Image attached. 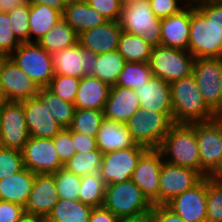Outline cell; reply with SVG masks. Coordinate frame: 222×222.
<instances>
[{"label": "cell", "mask_w": 222, "mask_h": 222, "mask_svg": "<svg viewBox=\"0 0 222 222\" xmlns=\"http://www.w3.org/2000/svg\"><path fill=\"white\" fill-rule=\"evenodd\" d=\"M174 124H191L215 119L204 102L193 74L170 83Z\"/></svg>", "instance_id": "obj_1"}, {"label": "cell", "mask_w": 222, "mask_h": 222, "mask_svg": "<svg viewBox=\"0 0 222 222\" xmlns=\"http://www.w3.org/2000/svg\"><path fill=\"white\" fill-rule=\"evenodd\" d=\"M158 150L165 162L194 169L203 177L209 176L201 168L195 129L190 124H173Z\"/></svg>", "instance_id": "obj_2"}, {"label": "cell", "mask_w": 222, "mask_h": 222, "mask_svg": "<svg viewBox=\"0 0 222 222\" xmlns=\"http://www.w3.org/2000/svg\"><path fill=\"white\" fill-rule=\"evenodd\" d=\"M188 52L195 58H222V32L191 3Z\"/></svg>", "instance_id": "obj_3"}, {"label": "cell", "mask_w": 222, "mask_h": 222, "mask_svg": "<svg viewBox=\"0 0 222 222\" xmlns=\"http://www.w3.org/2000/svg\"><path fill=\"white\" fill-rule=\"evenodd\" d=\"M173 124V113H158L143 108L126 122L135 142L148 149H158Z\"/></svg>", "instance_id": "obj_4"}, {"label": "cell", "mask_w": 222, "mask_h": 222, "mask_svg": "<svg viewBox=\"0 0 222 222\" xmlns=\"http://www.w3.org/2000/svg\"><path fill=\"white\" fill-rule=\"evenodd\" d=\"M119 21L124 32L141 36L151 47L161 45L162 19L155 16L148 0L123 5Z\"/></svg>", "instance_id": "obj_5"}, {"label": "cell", "mask_w": 222, "mask_h": 222, "mask_svg": "<svg viewBox=\"0 0 222 222\" xmlns=\"http://www.w3.org/2000/svg\"><path fill=\"white\" fill-rule=\"evenodd\" d=\"M9 57L39 88H46L55 75L51 54L37 42L21 43Z\"/></svg>", "instance_id": "obj_6"}, {"label": "cell", "mask_w": 222, "mask_h": 222, "mask_svg": "<svg viewBox=\"0 0 222 222\" xmlns=\"http://www.w3.org/2000/svg\"><path fill=\"white\" fill-rule=\"evenodd\" d=\"M103 206L116 217L122 218L149 211L153 204L130 179L121 183L106 185Z\"/></svg>", "instance_id": "obj_7"}, {"label": "cell", "mask_w": 222, "mask_h": 222, "mask_svg": "<svg viewBox=\"0 0 222 222\" xmlns=\"http://www.w3.org/2000/svg\"><path fill=\"white\" fill-rule=\"evenodd\" d=\"M195 58L187 51L164 46L153 47L149 59L155 77L172 83L193 73Z\"/></svg>", "instance_id": "obj_8"}, {"label": "cell", "mask_w": 222, "mask_h": 222, "mask_svg": "<svg viewBox=\"0 0 222 222\" xmlns=\"http://www.w3.org/2000/svg\"><path fill=\"white\" fill-rule=\"evenodd\" d=\"M190 125L195 129L201 168L210 176L222 161V120L217 116Z\"/></svg>", "instance_id": "obj_9"}, {"label": "cell", "mask_w": 222, "mask_h": 222, "mask_svg": "<svg viewBox=\"0 0 222 222\" xmlns=\"http://www.w3.org/2000/svg\"><path fill=\"white\" fill-rule=\"evenodd\" d=\"M204 102L220 115L222 58H199L193 64V73Z\"/></svg>", "instance_id": "obj_10"}, {"label": "cell", "mask_w": 222, "mask_h": 222, "mask_svg": "<svg viewBox=\"0 0 222 222\" xmlns=\"http://www.w3.org/2000/svg\"><path fill=\"white\" fill-rule=\"evenodd\" d=\"M147 150L144 146H133L103 154L99 174L106 185L130 180L140 157Z\"/></svg>", "instance_id": "obj_11"}, {"label": "cell", "mask_w": 222, "mask_h": 222, "mask_svg": "<svg viewBox=\"0 0 222 222\" xmlns=\"http://www.w3.org/2000/svg\"><path fill=\"white\" fill-rule=\"evenodd\" d=\"M55 75L79 78L94 76L98 54L83 48L79 42L60 52L52 53Z\"/></svg>", "instance_id": "obj_12"}, {"label": "cell", "mask_w": 222, "mask_h": 222, "mask_svg": "<svg viewBox=\"0 0 222 222\" xmlns=\"http://www.w3.org/2000/svg\"><path fill=\"white\" fill-rule=\"evenodd\" d=\"M30 136L52 139L62 127L51 117L47 107V88H40L35 97L21 101Z\"/></svg>", "instance_id": "obj_13"}, {"label": "cell", "mask_w": 222, "mask_h": 222, "mask_svg": "<svg viewBox=\"0 0 222 222\" xmlns=\"http://www.w3.org/2000/svg\"><path fill=\"white\" fill-rule=\"evenodd\" d=\"M40 88L11 59L0 64V91L5 101L21 102L35 97Z\"/></svg>", "instance_id": "obj_14"}, {"label": "cell", "mask_w": 222, "mask_h": 222, "mask_svg": "<svg viewBox=\"0 0 222 222\" xmlns=\"http://www.w3.org/2000/svg\"><path fill=\"white\" fill-rule=\"evenodd\" d=\"M21 151L24 167L34 174H54L64 167L56 152L53 139L30 136Z\"/></svg>", "instance_id": "obj_15"}, {"label": "cell", "mask_w": 222, "mask_h": 222, "mask_svg": "<svg viewBox=\"0 0 222 222\" xmlns=\"http://www.w3.org/2000/svg\"><path fill=\"white\" fill-rule=\"evenodd\" d=\"M203 178L194 169L163 161L159 176V205H166L184 191L193 188Z\"/></svg>", "instance_id": "obj_16"}, {"label": "cell", "mask_w": 222, "mask_h": 222, "mask_svg": "<svg viewBox=\"0 0 222 222\" xmlns=\"http://www.w3.org/2000/svg\"><path fill=\"white\" fill-rule=\"evenodd\" d=\"M29 137L23 104L4 101L2 103L0 146L22 150Z\"/></svg>", "instance_id": "obj_17"}, {"label": "cell", "mask_w": 222, "mask_h": 222, "mask_svg": "<svg viewBox=\"0 0 222 222\" xmlns=\"http://www.w3.org/2000/svg\"><path fill=\"white\" fill-rule=\"evenodd\" d=\"M208 177H204L193 188L169 201L166 206L185 222H207Z\"/></svg>", "instance_id": "obj_18"}, {"label": "cell", "mask_w": 222, "mask_h": 222, "mask_svg": "<svg viewBox=\"0 0 222 222\" xmlns=\"http://www.w3.org/2000/svg\"><path fill=\"white\" fill-rule=\"evenodd\" d=\"M163 161L158 149H148L140 157L131 178L153 205H159V176Z\"/></svg>", "instance_id": "obj_19"}, {"label": "cell", "mask_w": 222, "mask_h": 222, "mask_svg": "<svg viewBox=\"0 0 222 222\" xmlns=\"http://www.w3.org/2000/svg\"><path fill=\"white\" fill-rule=\"evenodd\" d=\"M59 199L53 174H35L24 210L47 218Z\"/></svg>", "instance_id": "obj_20"}, {"label": "cell", "mask_w": 222, "mask_h": 222, "mask_svg": "<svg viewBox=\"0 0 222 222\" xmlns=\"http://www.w3.org/2000/svg\"><path fill=\"white\" fill-rule=\"evenodd\" d=\"M122 32L120 21H106L102 25L83 31L78 35V42L95 54L107 53L117 50Z\"/></svg>", "instance_id": "obj_21"}, {"label": "cell", "mask_w": 222, "mask_h": 222, "mask_svg": "<svg viewBox=\"0 0 222 222\" xmlns=\"http://www.w3.org/2000/svg\"><path fill=\"white\" fill-rule=\"evenodd\" d=\"M191 24V3L161 23V46L188 51Z\"/></svg>", "instance_id": "obj_22"}, {"label": "cell", "mask_w": 222, "mask_h": 222, "mask_svg": "<svg viewBox=\"0 0 222 222\" xmlns=\"http://www.w3.org/2000/svg\"><path fill=\"white\" fill-rule=\"evenodd\" d=\"M140 108L135 90L114 85L103 110L104 118L126 123Z\"/></svg>", "instance_id": "obj_23"}, {"label": "cell", "mask_w": 222, "mask_h": 222, "mask_svg": "<svg viewBox=\"0 0 222 222\" xmlns=\"http://www.w3.org/2000/svg\"><path fill=\"white\" fill-rule=\"evenodd\" d=\"M140 107L158 113H173L170 83L153 76L143 86L135 89Z\"/></svg>", "instance_id": "obj_24"}, {"label": "cell", "mask_w": 222, "mask_h": 222, "mask_svg": "<svg viewBox=\"0 0 222 222\" xmlns=\"http://www.w3.org/2000/svg\"><path fill=\"white\" fill-rule=\"evenodd\" d=\"M97 148L103 153L138 145L130 134L126 123L104 118L96 135Z\"/></svg>", "instance_id": "obj_25"}, {"label": "cell", "mask_w": 222, "mask_h": 222, "mask_svg": "<svg viewBox=\"0 0 222 222\" xmlns=\"http://www.w3.org/2000/svg\"><path fill=\"white\" fill-rule=\"evenodd\" d=\"M111 86L94 76L82 77L74 101L75 108L104 110Z\"/></svg>", "instance_id": "obj_26"}, {"label": "cell", "mask_w": 222, "mask_h": 222, "mask_svg": "<svg viewBox=\"0 0 222 222\" xmlns=\"http://www.w3.org/2000/svg\"><path fill=\"white\" fill-rule=\"evenodd\" d=\"M35 174L27 168L0 180V200L25 206Z\"/></svg>", "instance_id": "obj_27"}, {"label": "cell", "mask_w": 222, "mask_h": 222, "mask_svg": "<svg viewBox=\"0 0 222 222\" xmlns=\"http://www.w3.org/2000/svg\"><path fill=\"white\" fill-rule=\"evenodd\" d=\"M62 15L78 35L107 21L99 12L90 7L86 0L67 2Z\"/></svg>", "instance_id": "obj_28"}, {"label": "cell", "mask_w": 222, "mask_h": 222, "mask_svg": "<svg viewBox=\"0 0 222 222\" xmlns=\"http://www.w3.org/2000/svg\"><path fill=\"white\" fill-rule=\"evenodd\" d=\"M63 17L59 10L47 5L30 4L29 42L39 41Z\"/></svg>", "instance_id": "obj_29"}, {"label": "cell", "mask_w": 222, "mask_h": 222, "mask_svg": "<svg viewBox=\"0 0 222 222\" xmlns=\"http://www.w3.org/2000/svg\"><path fill=\"white\" fill-rule=\"evenodd\" d=\"M78 34L62 17L37 43L48 53H56L78 42Z\"/></svg>", "instance_id": "obj_30"}, {"label": "cell", "mask_w": 222, "mask_h": 222, "mask_svg": "<svg viewBox=\"0 0 222 222\" xmlns=\"http://www.w3.org/2000/svg\"><path fill=\"white\" fill-rule=\"evenodd\" d=\"M92 207L79 200L59 199L47 222H89Z\"/></svg>", "instance_id": "obj_31"}, {"label": "cell", "mask_w": 222, "mask_h": 222, "mask_svg": "<svg viewBox=\"0 0 222 222\" xmlns=\"http://www.w3.org/2000/svg\"><path fill=\"white\" fill-rule=\"evenodd\" d=\"M152 48L141 36L123 31L119 38L117 50L126 62L146 63L149 62Z\"/></svg>", "instance_id": "obj_32"}, {"label": "cell", "mask_w": 222, "mask_h": 222, "mask_svg": "<svg viewBox=\"0 0 222 222\" xmlns=\"http://www.w3.org/2000/svg\"><path fill=\"white\" fill-rule=\"evenodd\" d=\"M125 63L126 60L118 50L98 54L94 77H97L109 86H114Z\"/></svg>", "instance_id": "obj_33"}, {"label": "cell", "mask_w": 222, "mask_h": 222, "mask_svg": "<svg viewBox=\"0 0 222 222\" xmlns=\"http://www.w3.org/2000/svg\"><path fill=\"white\" fill-rule=\"evenodd\" d=\"M106 191V183L99 172L81 177L79 189V201L94 207L103 206Z\"/></svg>", "instance_id": "obj_34"}, {"label": "cell", "mask_w": 222, "mask_h": 222, "mask_svg": "<svg viewBox=\"0 0 222 222\" xmlns=\"http://www.w3.org/2000/svg\"><path fill=\"white\" fill-rule=\"evenodd\" d=\"M153 77L148 62H126L115 86L137 89Z\"/></svg>", "instance_id": "obj_35"}, {"label": "cell", "mask_w": 222, "mask_h": 222, "mask_svg": "<svg viewBox=\"0 0 222 222\" xmlns=\"http://www.w3.org/2000/svg\"><path fill=\"white\" fill-rule=\"evenodd\" d=\"M103 153L97 148L88 152H76L64 163V168L77 176L98 173L101 167Z\"/></svg>", "instance_id": "obj_36"}, {"label": "cell", "mask_w": 222, "mask_h": 222, "mask_svg": "<svg viewBox=\"0 0 222 222\" xmlns=\"http://www.w3.org/2000/svg\"><path fill=\"white\" fill-rule=\"evenodd\" d=\"M103 119V110L76 108L69 128L74 132L96 137Z\"/></svg>", "instance_id": "obj_37"}, {"label": "cell", "mask_w": 222, "mask_h": 222, "mask_svg": "<svg viewBox=\"0 0 222 222\" xmlns=\"http://www.w3.org/2000/svg\"><path fill=\"white\" fill-rule=\"evenodd\" d=\"M53 176L60 199L79 200L81 176L75 175L64 167L55 172Z\"/></svg>", "instance_id": "obj_38"}, {"label": "cell", "mask_w": 222, "mask_h": 222, "mask_svg": "<svg viewBox=\"0 0 222 222\" xmlns=\"http://www.w3.org/2000/svg\"><path fill=\"white\" fill-rule=\"evenodd\" d=\"M47 107L51 117L62 127L69 128L75 112L74 103L64 101L47 89Z\"/></svg>", "instance_id": "obj_39"}, {"label": "cell", "mask_w": 222, "mask_h": 222, "mask_svg": "<svg viewBox=\"0 0 222 222\" xmlns=\"http://www.w3.org/2000/svg\"><path fill=\"white\" fill-rule=\"evenodd\" d=\"M80 80L65 75H54L46 88L64 101L74 103Z\"/></svg>", "instance_id": "obj_40"}, {"label": "cell", "mask_w": 222, "mask_h": 222, "mask_svg": "<svg viewBox=\"0 0 222 222\" xmlns=\"http://www.w3.org/2000/svg\"><path fill=\"white\" fill-rule=\"evenodd\" d=\"M29 9L30 4L16 7L8 12L12 31L21 43L29 42Z\"/></svg>", "instance_id": "obj_41"}, {"label": "cell", "mask_w": 222, "mask_h": 222, "mask_svg": "<svg viewBox=\"0 0 222 222\" xmlns=\"http://www.w3.org/2000/svg\"><path fill=\"white\" fill-rule=\"evenodd\" d=\"M207 222H222V184L208 176L207 186Z\"/></svg>", "instance_id": "obj_42"}, {"label": "cell", "mask_w": 222, "mask_h": 222, "mask_svg": "<svg viewBox=\"0 0 222 222\" xmlns=\"http://www.w3.org/2000/svg\"><path fill=\"white\" fill-rule=\"evenodd\" d=\"M24 168L22 151L0 146V180Z\"/></svg>", "instance_id": "obj_43"}, {"label": "cell", "mask_w": 222, "mask_h": 222, "mask_svg": "<svg viewBox=\"0 0 222 222\" xmlns=\"http://www.w3.org/2000/svg\"><path fill=\"white\" fill-rule=\"evenodd\" d=\"M20 44L12 31L8 13L0 12V55L9 57Z\"/></svg>", "instance_id": "obj_44"}, {"label": "cell", "mask_w": 222, "mask_h": 222, "mask_svg": "<svg viewBox=\"0 0 222 222\" xmlns=\"http://www.w3.org/2000/svg\"><path fill=\"white\" fill-rule=\"evenodd\" d=\"M59 159L64 164L76 153L72 142V130L70 128H62L53 138Z\"/></svg>", "instance_id": "obj_45"}, {"label": "cell", "mask_w": 222, "mask_h": 222, "mask_svg": "<svg viewBox=\"0 0 222 222\" xmlns=\"http://www.w3.org/2000/svg\"><path fill=\"white\" fill-rule=\"evenodd\" d=\"M150 8L156 17L168 18L183 10L189 2L187 0H148Z\"/></svg>", "instance_id": "obj_46"}, {"label": "cell", "mask_w": 222, "mask_h": 222, "mask_svg": "<svg viewBox=\"0 0 222 222\" xmlns=\"http://www.w3.org/2000/svg\"><path fill=\"white\" fill-rule=\"evenodd\" d=\"M88 5L99 12L107 21H119L123 5L121 0H86Z\"/></svg>", "instance_id": "obj_47"}, {"label": "cell", "mask_w": 222, "mask_h": 222, "mask_svg": "<svg viewBox=\"0 0 222 222\" xmlns=\"http://www.w3.org/2000/svg\"><path fill=\"white\" fill-rule=\"evenodd\" d=\"M194 5L222 32V3L194 2Z\"/></svg>", "instance_id": "obj_48"}, {"label": "cell", "mask_w": 222, "mask_h": 222, "mask_svg": "<svg viewBox=\"0 0 222 222\" xmlns=\"http://www.w3.org/2000/svg\"><path fill=\"white\" fill-rule=\"evenodd\" d=\"M24 211L19 204L0 200V222H17Z\"/></svg>", "instance_id": "obj_49"}, {"label": "cell", "mask_w": 222, "mask_h": 222, "mask_svg": "<svg viewBox=\"0 0 222 222\" xmlns=\"http://www.w3.org/2000/svg\"><path fill=\"white\" fill-rule=\"evenodd\" d=\"M152 222H185L166 205L152 206Z\"/></svg>", "instance_id": "obj_50"}, {"label": "cell", "mask_w": 222, "mask_h": 222, "mask_svg": "<svg viewBox=\"0 0 222 222\" xmlns=\"http://www.w3.org/2000/svg\"><path fill=\"white\" fill-rule=\"evenodd\" d=\"M72 142L76 152H88L97 149L96 137L72 131Z\"/></svg>", "instance_id": "obj_51"}, {"label": "cell", "mask_w": 222, "mask_h": 222, "mask_svg": "<svg viewBox=\"0 0 222 222\" xmlns=\"http://www.w3.org/2000/svg\"><path fill=\"white\" fill-rule=\"evenodd\" d=\"M119 218L116 217L106 207H94L92 209L89 222H118Z\"/></svg>", "instance_id": "obj_52"}, {"label": "cell", "mask_w": 222, "mask_h": 222, "mask_svg": "<svg viewBox=\"0 0 222 222\" xmlns=\"http://www.w3.org/2000/svg\"><path fill=\"white\" fill-rule=\"evenodd\" d=\"M29 4L47 5L51 8L59 10L62 14L66 7V0H29Z\"/></svg>", "instance_id": "obj_53"}, {"label": "cell", "mask_w": 222, "mask_h": 222, "mask_svg": "<svg viewBox=\"0 0 222 222\" xmlns=\"http://www.w3.org/2000/svg\"><path fill=\"white\" fill-rule=\"evenodd\" d=\"M28 4L29 0H0V12L8 13L16 7Z\"/></svg>", "instance_id": "obj_54"}, {"label": "cell", "mask_w": 222, "mask_h": 222, "mask_svg": "<svg viewBox=\"0 0 222 222\" xmlns=\"http://www.w3.org/2000/svg\"><path fill=\"white\" fill-rule=\"evenodd\" d=\"M118 222H152V208L138 215L119 218Z\"/></svg>", "instance_id": "obj_55"}, {"label": "cell", "mask_w": 222, "mask_h": 222, "mask_svg": "<svg viewBox=\"0 0 222 222\" xmlns=\"http://www.w3.org/2000/svg\"><path fill=\"white\" fill-rule=\"evenodd\" d=\"M17 222H47L46 217L24 211Z\"/></svg>", "instance_id": "obj_56"}, {"label": "cell", "mask_w": 222, "mask_h": 222, "mask_svg": "<svg viewBox=\"0 0 222 222\" xmlns=\"http://www.w3.org/2000/svg\"><path fill=\"white\" fill-rule=\"evenodd\" d=\"M209 177L214 182L222 184V161Z\"/></svg>", "instance_id": "obj_57"}, {"label": "cell", "mask_w": 222, "mask_h": 222, "mask_svg": "<svg viewBox=\"0 0 222 222\" xmlns=\"http://www.w3.org/2000/svg\"><path fill=\"white\" fill-rule=\"evenodd\" d=\"M137 1H143V0H121L122 5L131 4Z\"/></svg>", "instance_id": "obj_58"}, {"label": "cell", "mask_w": 222, "mask_h": 222, "mask_svg": "<svg viewBox=\"0 0 222 222\" xmlns=\"http://www.w3.org/2000/svg\"><path fill=\"white\" fill-rule=\"evenodd\" d=\"M196 2H213V3H222V0H198Z\"/></svg>", "instance_id": "obj_59"}, {"label": "cell", "mask_w": 222, "mask_h": 222, "mask_svg": "<svg viewBox=\"0 0 222 222\" xmlns=\"http://www.w3.org/2000/svg\"><path fill=\"white\" fill-rule=\"evenodd\" d=\"M222 114V80H221V96H220V115Z\"/></svg>", "instance_id": "obj_60"}, {"label": "cell", "mask_w": 222, "mask_h": 222, "mask_svg": "<svg viewBox=\"0 0 222 222\" xmlns=\"http://www.w3.org/2000/svg\"><path fill=\"white\" fill-rule=\"evenodd\" d=\"M1 127H2V105H0V133H1Z\"/></svg>", "instance_id": "obj_61"}, {"label": "cell", "mask_w": 222, "mask_h": 222, "mask_svg": "<svg viewBox=\"0 0 222 222\" xmlns=\"http://www.w3.org/2000/svg\"><path fill=\"white\" fill-rule=\"evenodd\" d=\"M4 98L2 97L1 91H0V105H2V103L4 102Z\"/></svg>", "instance_id": "obj_62"}, {"label": "cell", "mask_w": 222, "mask_h": 222, "mask_svg": "<svg viewBox=\"0 0 222 222\" xmlns=\"http://www.w3.org/2000/svg\"><path fill=\"white\" fill-rule=\"evenodd\" d=\"M189 3H194V2H196V1H198V0H187Z\"/></svg>", "instance_id": "obj_63"}, {"label": "cell", "mask_w": 222, "mask_h": 222, "mask_svg": "<svg viewBox=\"0 0 222 222\" xmlns=\"http://www.w3.org/2000/svg\"><path fill=\"white\" fill-rule=\"evenodd\" d=\"M3 57H4V56H1V55H0V64H1V60L3 59Z\"/></svg>", "instance_id": "obj_64"}]
</instances>
